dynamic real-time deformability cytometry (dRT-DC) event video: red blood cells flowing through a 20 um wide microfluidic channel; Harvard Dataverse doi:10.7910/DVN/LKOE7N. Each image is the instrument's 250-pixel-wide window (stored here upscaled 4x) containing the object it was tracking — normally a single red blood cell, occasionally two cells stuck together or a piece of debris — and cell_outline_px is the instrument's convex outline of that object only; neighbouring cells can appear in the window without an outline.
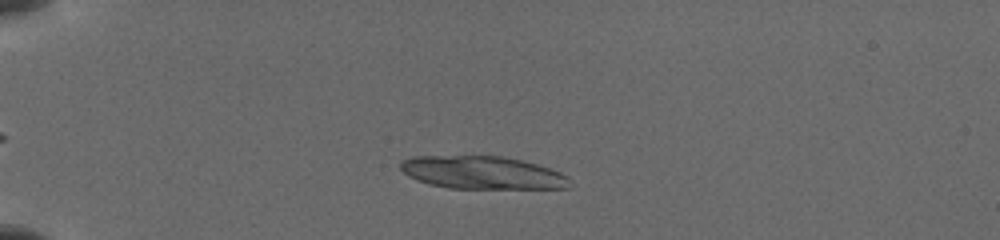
{"species": "common noctule bat (a hibernating species)", "species_latin": "Nyctalus noctula", "temperature_condition": "cold", "stored_images_in_passage": 12, "camera_frame_rate_fps": 3000, "um_per_image_px": 0.085, "animal": {"sex": "female", "body_mass_g": 19.5, "forearm_length_mm": 54.1}, "frame": {"image": 1, "passage_image": 7, "time_ms": 2.333, "image_size_px": [1000, 240], "cell_outline_px": [[568, 188], [448, 188], [428, 184], [416, 180], [408, 176], [400, 168], [400, 164], [404, 160], [412, 156], [500, 156], [520, 160], [536, 164], [560, 172], [568, 176]], "centroid_in_image_um": [40.95, 14.67], "position_along_channel_um": 44.1, "area_um2": 32.14}}